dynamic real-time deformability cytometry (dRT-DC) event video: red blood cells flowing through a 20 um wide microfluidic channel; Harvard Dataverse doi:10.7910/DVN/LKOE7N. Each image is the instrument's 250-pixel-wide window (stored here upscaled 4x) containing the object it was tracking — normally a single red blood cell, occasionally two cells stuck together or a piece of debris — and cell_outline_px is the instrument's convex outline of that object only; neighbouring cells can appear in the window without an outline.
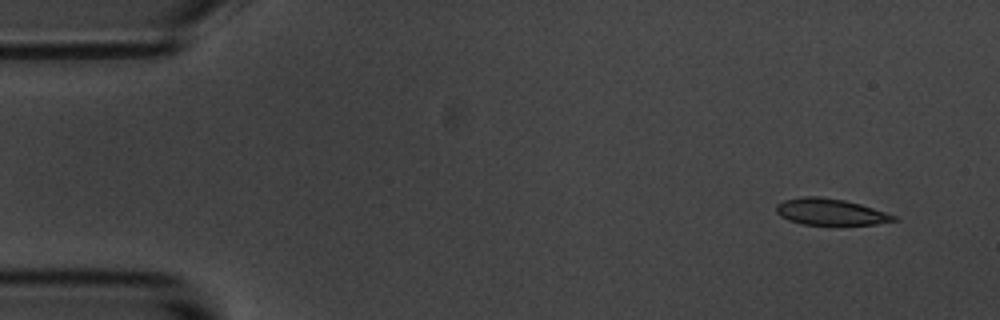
{"species": "common noctule bat (a hibernating species)", "species_latin": "Nyctalus noctula", "temperature_condition": "room temperature", "stored_images_in_passage": 5, "segment_of_instrument_passage": [1, 2], "camera_frame_rate_fps": 3000, "um_per_image_px": 0.085, "animal": {"sex": "male", "body_mass_g": 20.1, "forearm_length_mm": 53.5}, "frame": {"image": 1, "passage_image": 1, "time_ms": 0.0, "image_size_px": [1000, 320], "cell_outline_px": [[900, 220], [876, 224], [836, 228], [804, 224], [788, 220], [780, 216], [776, 212], [776, 204], [784, 200], [804, 196], [820, 196], [844, 200], [860, 204], [896, 216]], "centroid_in_image_um": [70.6, 18.06], "position_along_channel_um": 14.4, "area_um2": 18.96}}